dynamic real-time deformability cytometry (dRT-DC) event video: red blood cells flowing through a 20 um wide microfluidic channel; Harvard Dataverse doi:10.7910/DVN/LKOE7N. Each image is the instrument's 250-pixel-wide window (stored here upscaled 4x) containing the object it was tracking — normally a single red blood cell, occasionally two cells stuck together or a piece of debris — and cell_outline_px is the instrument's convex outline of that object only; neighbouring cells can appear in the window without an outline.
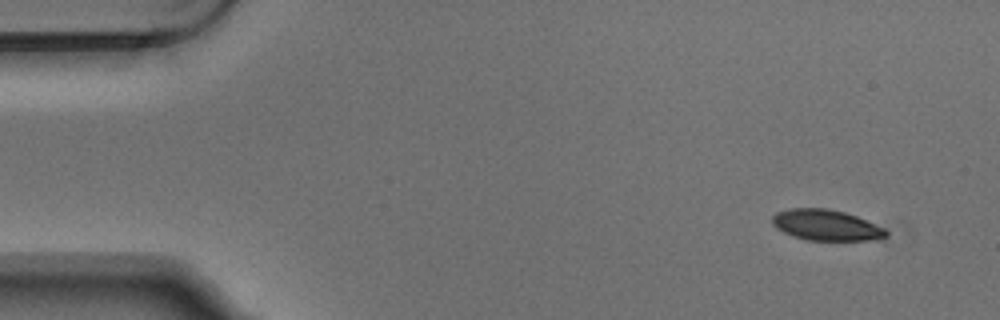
{"species": "Egyptian fruit bat (a non-hibernating species)", "species_latin": "Rousettus aegyptiacus", "temperature_condition": "warm", "stored_images_in_passage": 4, "camera_frame_rate_fps": 3000, "um_per_image_px": 0.085, "animal": {"sex": "male"}, "frame": {"image": 1, "passage_image": 1, "time_ms": 0.0, "image_size_px": [1000, 320], "cell_outline_px": [[888, 236], [868, 240], [808, 240], [792, 236], [776, 228], [772, 224], [772, 216], [776, 212], [788, 208], [828, 208], [844, 212], [856, 216], [884, 228], [888, 232]], "centroid_in_image_um": [70.18, 19.12], "position_along_channel_um": 14.8, "area_um2": 20.4}}
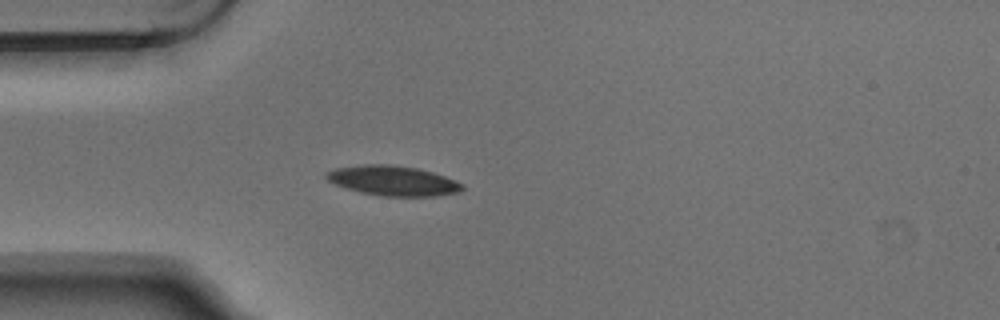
{"frame": {"image": 2, "passage_image": 4, "time_ms": 1.0, "image_size_px": [1000, 320], "cell_outline_px": [[464, 188], [460, 192], [436, 196], [380, 196], [360, 192], [344, 188], [328, 180], [324, 176], [324, 172], [336, 168], [364, 164], [392, 164], [416, 168], [432, 172], [444, 176], [464, 184]], "centroid_in_image_um": [33.39, 15.36], "position_along_channel_um": 51.6, "area_um2": 23.81}}